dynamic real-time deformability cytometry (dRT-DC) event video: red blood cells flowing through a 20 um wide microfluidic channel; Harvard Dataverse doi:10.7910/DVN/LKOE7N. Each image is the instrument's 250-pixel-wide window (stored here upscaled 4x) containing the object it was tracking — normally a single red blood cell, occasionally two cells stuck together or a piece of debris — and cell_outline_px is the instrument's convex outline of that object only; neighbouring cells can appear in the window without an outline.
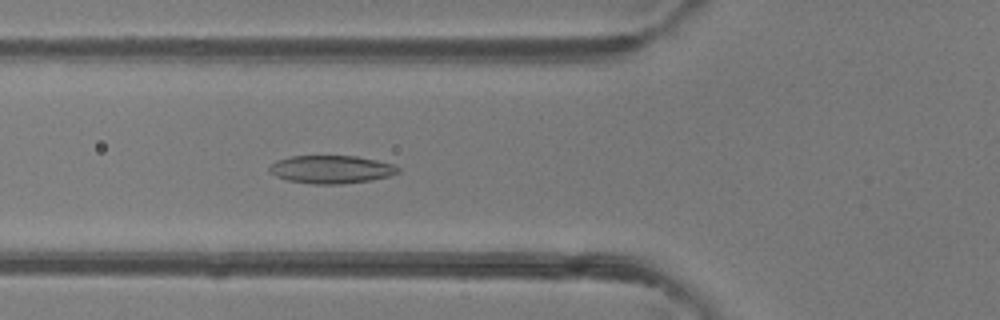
{"species": "common noctule bat (a hibernating species)", "species_latin": "Nyctalus noctula", "temperature_condition": "room temperature", "stored_images_in_passage": 50, "camera_frame_rate_fps": 3000, "um_per_image_px": 0.085, "animal": {"sex": "female"}, "frame": {"image": 1, "passage_image": 19, "time_ms": 6.0, "image_size_px": [1000, 320], "cell_outline_px": [[400, 172], [388, 176], [368, 180], [340, 184], [312, 184], [288, 180], [276, 176], [268, 172], [268, 168], [276, 160], [292, 156], [356, 156], [376, 160], [392, 164], [400, 168]], "centroid_in_image_um": [28.12, 14.39], "position_along_channel_um": 97.7, "area_um2": 20.87}}
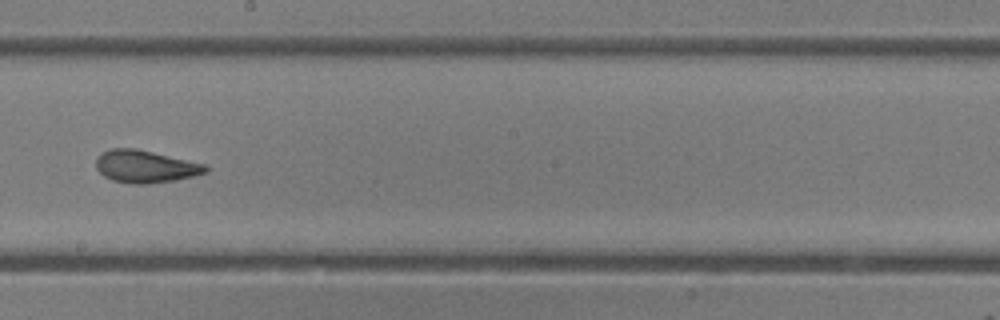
{"frame": {"image": 2, "passage_image": 29, "time_ms": 9.333, "image_size_px": [1000, 320], "cell_outline_px": [[208, 172], [176, 180], [148, 184], [132, 184], [112, 180], [104, 176], [96, 168], [96, 160], [100, 152], [112, 148], [136, 148], [208, 164]], "centroid_in_image_um": [12.37, 14.14], "position_along_channel_um": 235.8, "area_um2": 20.98}}
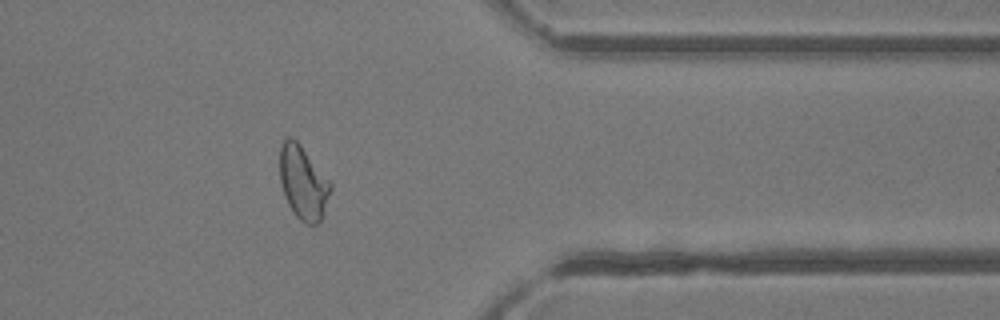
{"frame": {"image": 3, "passage_image": 41, "time_ms": 13.333, "image_size_px": [1000, 320], "cell_outline_px": [[332, 188], [320, 224], [308, 224], [300, 220], [296, 216], [288, 204], [280, 180], [280, 148], [284, 140], [288, 136], [292, 136], [300, 144], [332, 184]], "centroid_in_image_um": [25.77, 15.53], "position_along_channel_um": 385.6, "area_um2": 21.56}, "authors_computed_cell_mechanics": {"area_um2": 21.7906, "velocity_mm_per_s": 4.1327, "shape_relaxation_time_tau1_ms": 8.9717, "shape_relaxation_time_tau2_ms": 1.434, "deformation_change_tau1": 0.219, "deformation_change_tau2": 0.0835}}